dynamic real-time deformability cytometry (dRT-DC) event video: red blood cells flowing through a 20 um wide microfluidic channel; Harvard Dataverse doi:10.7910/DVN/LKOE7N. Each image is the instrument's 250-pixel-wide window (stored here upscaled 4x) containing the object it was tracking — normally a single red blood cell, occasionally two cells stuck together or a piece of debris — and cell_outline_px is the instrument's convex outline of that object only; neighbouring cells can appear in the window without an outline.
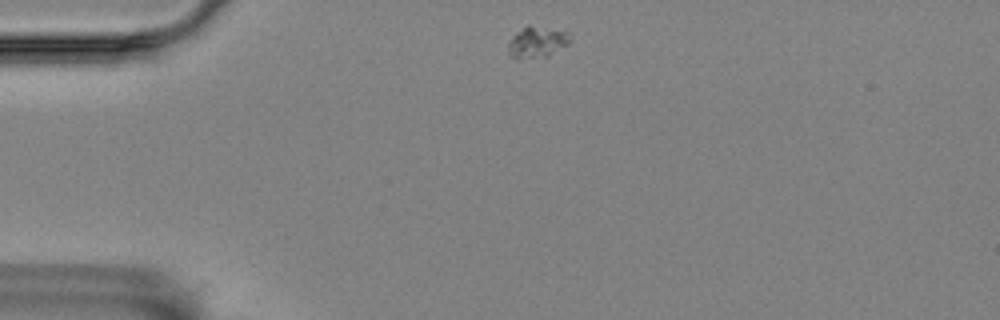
{"species": "Egyptian fruit bat (a non-hibernating species)", "species_latin": "Rousettus aegyptiacus", "temperature_condition": "room temperature", "stored_images_in_passage": 47, "camera_frame_rate_fps": 3000, "um_per_image_px": 0.085, "animal": {"sex": "female"}, "frame": {"image": 1, "passage_image": 1, "time_ms": 0.0, "image_size_px": [1000, 320], "cell_outline_px": [[572, 40], [568, 44], [548, 56], [508, 56], [508, 44], [512, 36], [528, 24], [568, 32], [572, 36]], "centroid_in_image_um": [45.69, 3.53], "position_along_channel_um": 39.3, "area_um2": 10.92}}
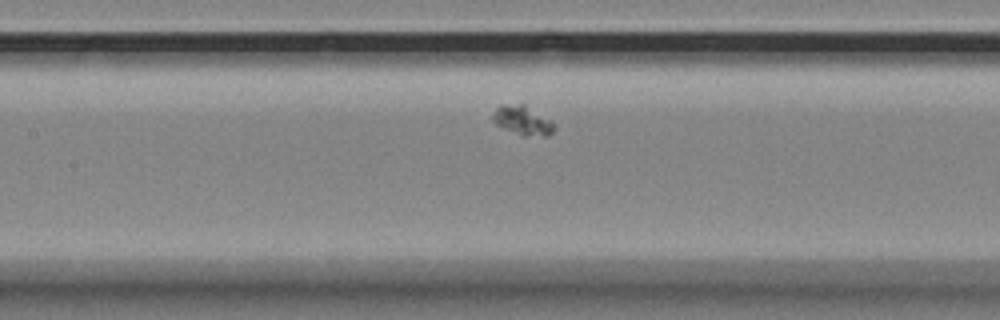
{"frame": {"image": 2, "passage_image": 15, "time_ms": 4.667, "image_size_px": [1000, 320], "cell_outline_px": [[556, 128], [548, 136], [520, 136], [496, 124], [492, 120], [492, 112], [500, 104], [524, 104], [552, 120], [556, 124]], "centroid_in_image_um": [44.44, 10.24], "position_along_channel_um": 163.0, "area_um2": 10.75}}
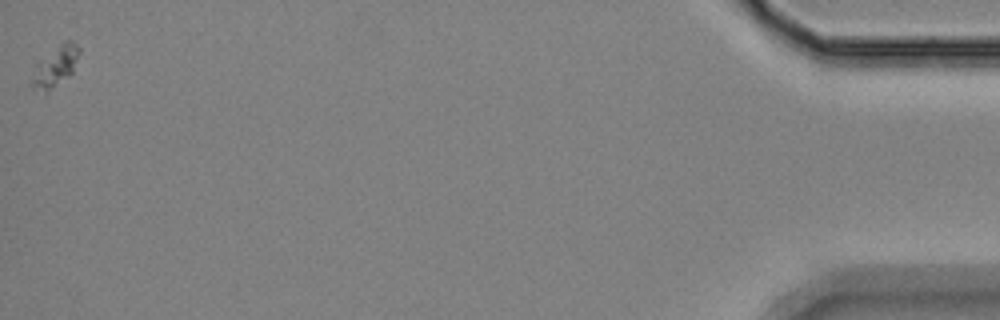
{"frame": {"image": 3, "passage_image": 47, "time_ms": 15.333, "image_size_px": [1000, 320], "cell_outline_px": [[80, 52], [72, 72], [68, 76], [48, 92], [32, 88], [32, 80], [36, 64], [64, 40], [72, 40], [80, 48]], "centroid_in_image_um": [4.74, 5.62], "position_along_channel_um": 430.5, "area_um2": 10.81}}